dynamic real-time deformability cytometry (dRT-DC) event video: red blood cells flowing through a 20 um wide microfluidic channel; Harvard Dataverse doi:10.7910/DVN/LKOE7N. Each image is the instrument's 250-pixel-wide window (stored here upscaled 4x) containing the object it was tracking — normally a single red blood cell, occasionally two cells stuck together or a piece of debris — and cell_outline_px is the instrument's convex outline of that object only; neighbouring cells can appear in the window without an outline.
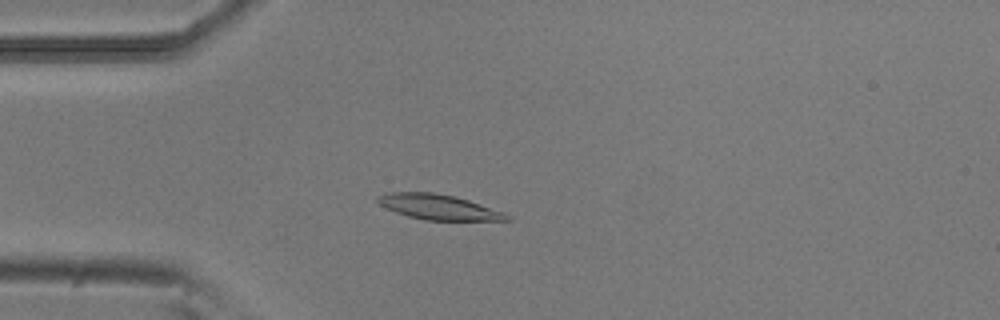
{"species": "common noctule bat (a hibernating species)", "species_latin": "Nyctalus noctula", "temperature_condition": "room temperature", "stored_images_in_passage": 53, "camera_frame_rate_fps": 3000, "um_per_image_px": 0.085, "animal": {"sex": "male", "body_mass_g": 20.5, "forearm_length_mm": 52.5}, "frame": {"image": 1, "passage_image": 14, "time_ms": 4.333, "image_size_px": [1000, 320], "cell_outline_px": [[512, 220], [424, 220], [408, 216], [396, 212], [380, 204], [376, 200], [376, 196], [384, 192], [432, 192], [452, 196], [468, 200], [504, 212], [512, 216]], "centroid_in_image_um": [37.26, 17.59], "position_along_channel_um": 47.7, "area_um2": 18.84}}
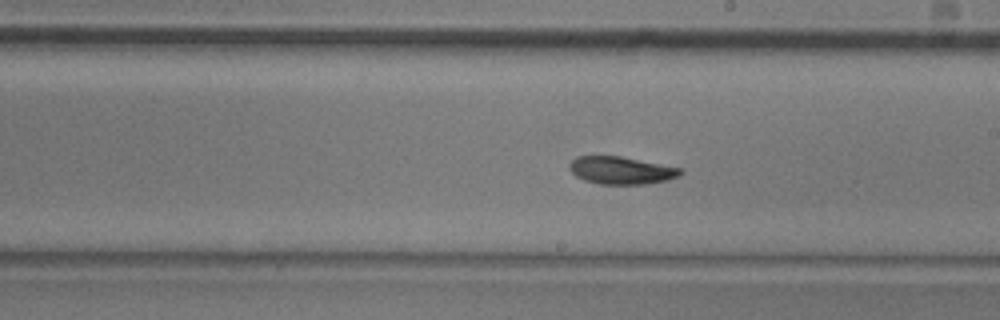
{"frame": {"image": 2, "passage_image": 30, "time_ms": 9.667, "image_size_px": [1000, 320], "cell_outline_px": [[684, 172], [668, 180], [648, 184], [600, 184], [584, 180], [576, 176], [568, 168], [568, 164], [576, 156], [620, 156], [684, 168]], "centroid_in_image_um": [52.81, 14.48], "position_along_channel_um": 236.2, "area_um2": 17.98}}
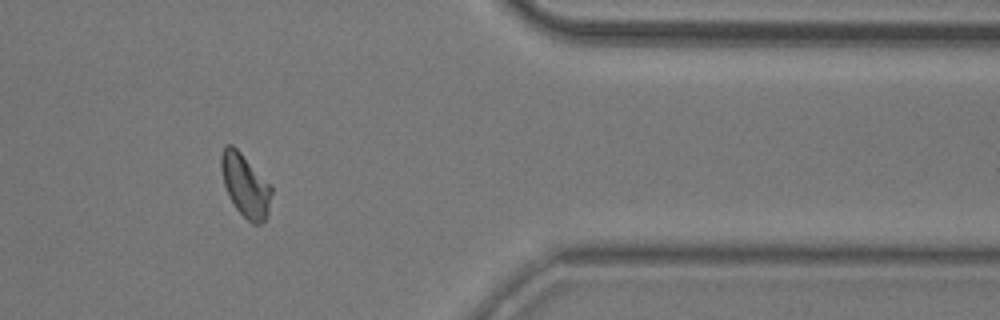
{"frame": {"image": 3, "passage_image": 44, "time_ms": 14.333, "image_size_px": [1000, 320], "cell_outline_px": [[272, 192], [268, 212], [264, 220], [260, 224], [252, 224], [236, 208], [224, 184], [220, 168], [220, 156], [224, 144], [232, 144], [272, 184]], "centroid_in_image_um": [20.86, 15.72], "position_along_channel_um": 390.5, "area_um2": 18.44}, "authors_computed_cell_mechanics": {"area_um2": 18.3804, "velocity_mm_per_s": 3.7818, "shape_relaxation_time_tau1_ms": 4.9862, "shape_relaxation_time_tau2_ms": null, "deformation_change_tau1": 0.1457, "deformation_change_tau2": null}}